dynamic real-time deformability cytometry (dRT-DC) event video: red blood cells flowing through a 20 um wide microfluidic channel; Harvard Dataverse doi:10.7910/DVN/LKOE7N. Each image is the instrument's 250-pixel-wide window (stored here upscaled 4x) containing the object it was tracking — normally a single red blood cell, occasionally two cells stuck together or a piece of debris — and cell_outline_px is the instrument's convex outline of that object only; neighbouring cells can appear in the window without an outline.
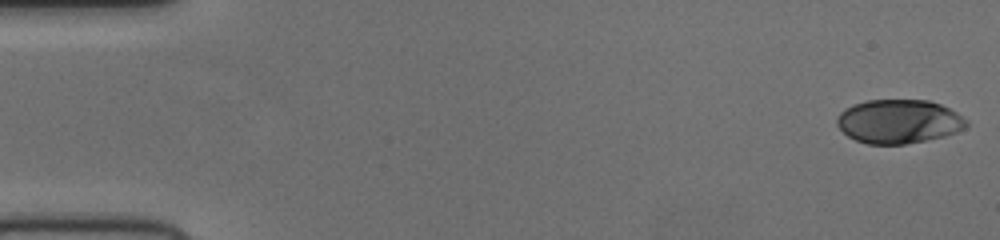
{"species": "human", "species_latin": "Homo sapiens", "temperature_condition": "cold", "stored_images_in_passage": 52, "camera_frame_rate_fps": 3000, "um_per_image_px": 0.085, "donor": {"sex": "female"}, "frame": {"image": 1, "passage_image": 1, "time_ms": 0.0, "image_size_px": [1000, 240], "cell_outline_px": [[968, 124], [964, 128], [956, 132], [944, 136], [904, 144], [868, 144], [856, 140], [848, 136], [836, 124], [836, 116], [844, 108], [852, 104], [868, 100], [928, 100], [940, 104], [956, 112], [968, 120]], "centroid_in_image_um": [76.37, 10.31], "position_along_channel_um": 8.6, "area_um2": 33.12}}
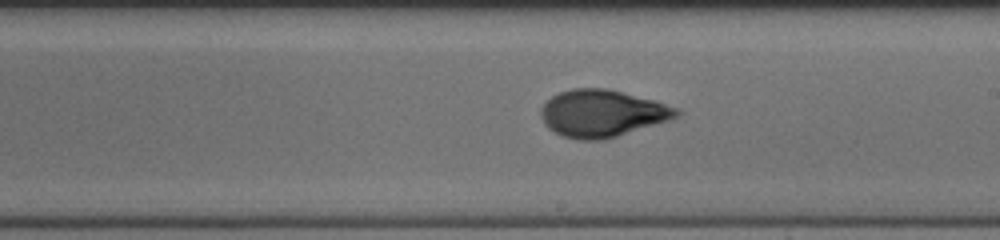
{"frame": {"image": 2, "passage_image": 30, "time_ms": 9.667, "image_size_px": [1000, 240], "cell_outline_px": [[680, 112], [676, 116], [604, 140], [580, 140], [564, 136], [548, 128], [544, 124], [540, 116], [540, 108], [552, 96], [560, 92], [572, 88], [608, 88], [652, 100], [676, 108]], "centroid_in_image_um": [51.08, 9.62], "position_along_channel_um": 237.9, "area_um2": 36.41}}
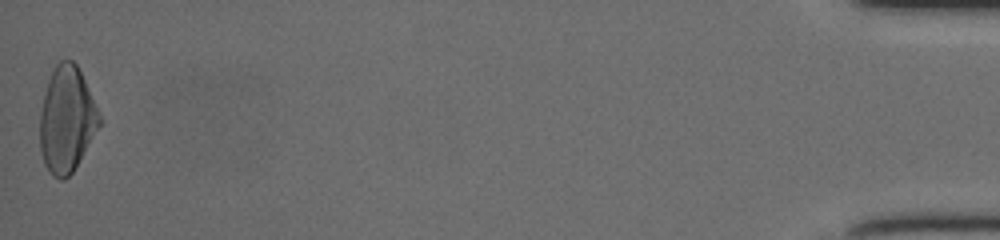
{"frame": {"image": 3, "passage_image": 52, "time_ms": 17.0, "image_size_px": [1000, 240], "cell_outline_px": [[104, 120], [72, 172], [64, 180], [60, 180], [52, 176], [48, 172], [44, 164], [40, 148], [40, 112], [48, 80], [56, 64], [60, 60], [72, 60], [76, 64]], "centroid_in_image_um": [5.68, 10.18], "position_along_channel_um": 429.5, "area_um2": 36.7}}